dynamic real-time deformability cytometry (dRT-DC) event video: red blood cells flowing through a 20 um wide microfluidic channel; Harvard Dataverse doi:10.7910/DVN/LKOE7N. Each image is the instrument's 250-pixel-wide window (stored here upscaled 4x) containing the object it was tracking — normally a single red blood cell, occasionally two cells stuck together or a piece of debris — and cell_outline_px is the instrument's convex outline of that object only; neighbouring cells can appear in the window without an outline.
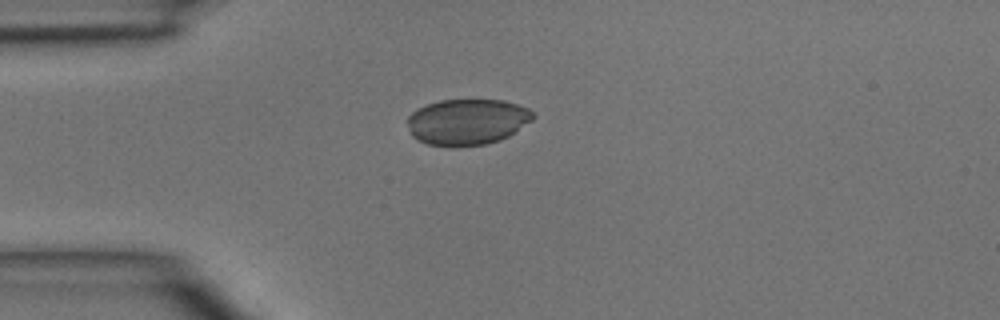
{"species": "common noctule bat (a hibernating species)", "species_latin": "Nyctalus noctula", "temperature_condition": "room temperature", "stored_images_in_passage": 36, "camera_frame_rate_fps": 3000, "um_per_image_px": 0.085, "animal": {"sex": "male", "body_mass_g": 15.6}, "frame": {"image": 1, "passage_image": 1, "time_ms": 0.0, "image_size_px": [1000, 320], "cell_outline_px": [[536, 116], [532, 120], [508, 136], [500, 140], [488, 144], [452, 148], [428, 144], [416, 140], [412, 136], [408, 124], [408, 116], [416, 108], [440, 100], [504, 100], [528, 108]], "centroid_in_image_um": [39.69, 10.38], "position_along_channel_um": 45.3, "area_um2": 33.99}}
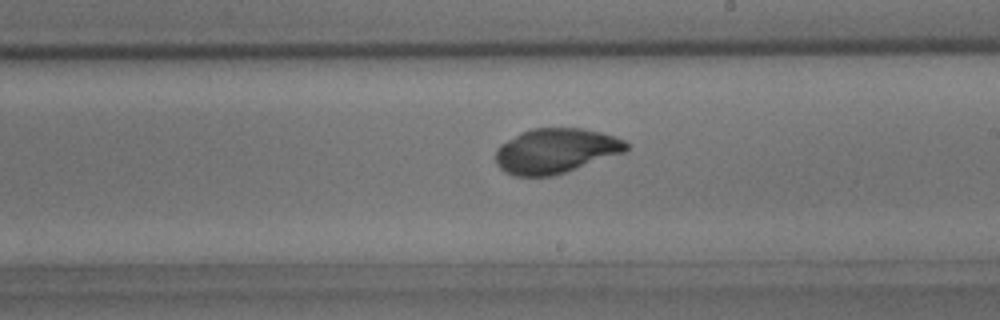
{"frame": {"image": 2, "passage_image": 16, "time_ms": 5.0, "image_size_px": [1000, 320], "cell_outline_px": [[628, 148], [624, 152], [552, 176], [516, 176], [504, 172], [496, 164], [496, 148], [500, 144], [520, 132], [532, 128], [584, 128], [600, 132], [624, 140], [628, 144]], "centroid_in_image_um": [47.18, 12.81], "position_along_channel_um": 241.8, "area_um2": 33.99}}
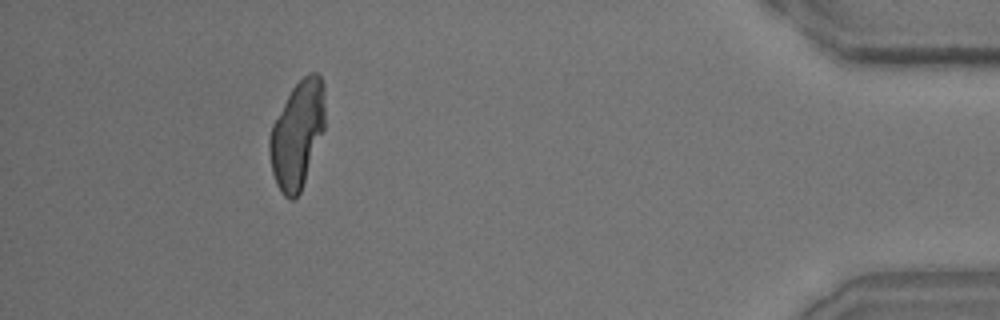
{"frame": {"image": 3, "passage_image": 32, "time_ms": 10.333, "image_size_px": [1000, 320], "cell_outline_px": [[324, 128], [300, 192], [292, 200], [284, 196], [280, 192], [276, 184], [272, 172], [268, 152], [268, 140], [272, 124], [292, 88], [308, 72], [316, 72], [320, 76], [324, 84]], "centroid_in_image_um": [25.24, 11.42], "position_along_channel_um": 410.0, "area_um2": 34.39}}